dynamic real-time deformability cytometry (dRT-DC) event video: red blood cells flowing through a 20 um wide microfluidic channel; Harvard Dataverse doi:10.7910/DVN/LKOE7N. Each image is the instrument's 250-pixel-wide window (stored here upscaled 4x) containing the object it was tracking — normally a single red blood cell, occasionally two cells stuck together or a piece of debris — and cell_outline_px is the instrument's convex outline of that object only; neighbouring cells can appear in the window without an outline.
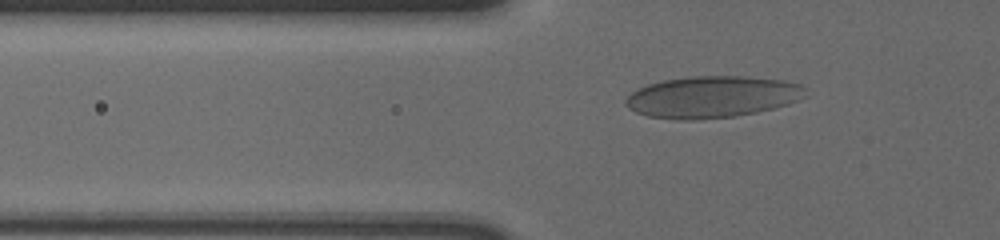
{"species": "human", "species_latin": "Homo sapiens", "temperature_condition": "cold", "stored_images_in_passage": 43, "camera_frame_rate_fps": 3000, "um_per_image_px": 0.085, "donor": {"sex": "male"}, "frame": {"image": 1, "passage_image": 6, "time_ms": 1.667, "image_size_px": [1000, 240], "cell_outline_px": [[804, 96], [788, 104], [756, 112], [736, 116], [692, 120], [684, 120], [648, 116], [636, 112], [628, 108], [624, 104], [624, 100], [632, 92], [648, 84], [664, 80], [692, 76], [744, 76], [784, 80], [800, 84], [804, 88]], "centroid_in_image_um": [60.51, 8.23], "position_along_channel_um": 65.3, "area_um2": 43.41}}
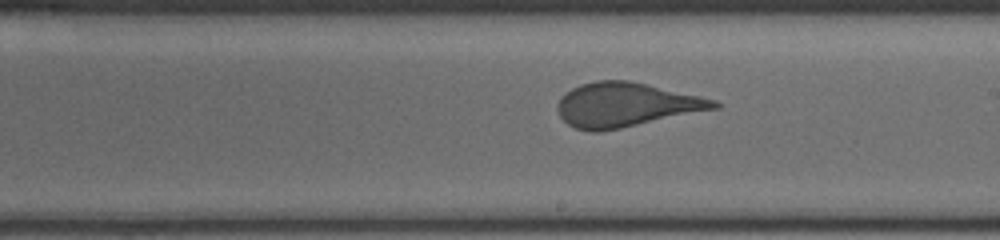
{"frame": {"image": 2, "passage_image": 21, "time_ms": 6.667, "image_size_px": [1000, 240], "cell_outline_px": [[720, 108], [600, 132], [592, 132], [576, 128], [568, 124], [560, 116], [560, 96], [572, 88], [580, 84], [596, 80], [628, 80], [716, 100], [720, 104]], "centroid_in_image_um": [53.21, 8.91], "position_along_channel_um": 235.8, "area_um2": 39.82}}
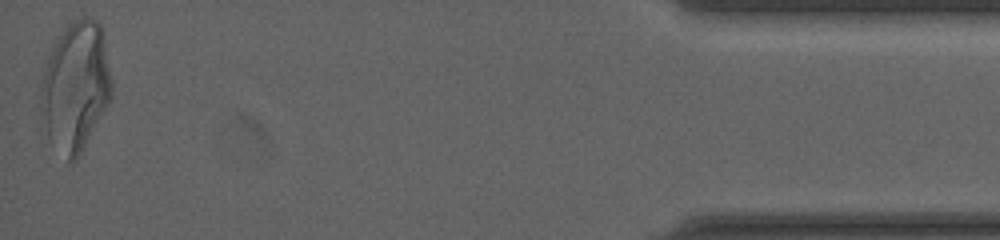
{"frame": {"image": 3, "passage_image": 43, "time_ms": 14.0, "image_size_px": [1000, 240], "cell_outline_px": [[112, 96], [76, 160], [72, 164], [68, 160], [48, 136], [40, 100], [40, 96], [44, 72], [48, 60], [68, 20], [88, 16], [96, 20], [100, 24], [104, 32], [112, 80]], "centroid_in_image_um": [6.47, 7.27], "position_along_channel_um": 428.7, "area_um2": 52.42}}